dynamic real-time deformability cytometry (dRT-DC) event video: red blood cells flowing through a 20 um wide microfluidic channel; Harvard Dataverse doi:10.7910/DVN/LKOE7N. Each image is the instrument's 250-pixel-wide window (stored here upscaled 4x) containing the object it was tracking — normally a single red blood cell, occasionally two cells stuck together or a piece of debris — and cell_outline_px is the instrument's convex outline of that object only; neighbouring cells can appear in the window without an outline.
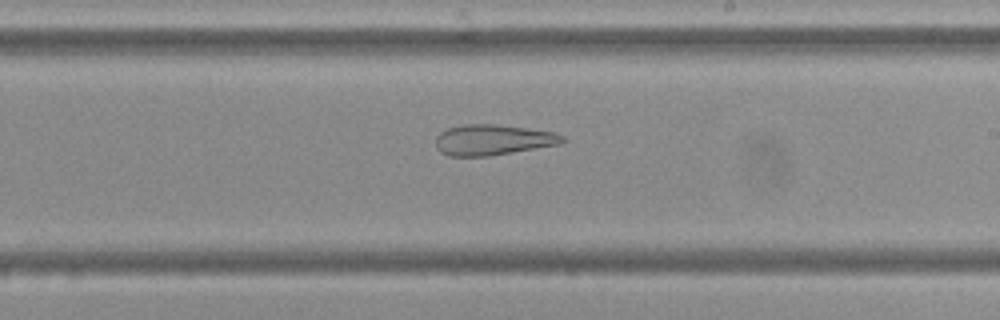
{"species": "Egyptian fruit bat (a non-hibernating species)", "species_latin": "Rousettus aegyptiacus", "temperature_condition": "cold", "stored_images_in_passage": 54, "camera_frame_rate_fps": 3000, "um_per_image_px": 0.085, "frame": {"image": 1, "passage_image": 31, "time_ms": 10.0, "image_size_px": [1000, 320], "cell_outline_px": [[564, 140], [560, 144], [488, 156], [448, 156], [440, 152], [436, 148], [436, 136], [440, 132], [448, 128], [464, 124], [496, 124], [556, 132], [564, 136]], "centroid_in_image_um": [41.86, 11.88], "position_along_channel_um": 247.1, "area_um2": 22.6}}